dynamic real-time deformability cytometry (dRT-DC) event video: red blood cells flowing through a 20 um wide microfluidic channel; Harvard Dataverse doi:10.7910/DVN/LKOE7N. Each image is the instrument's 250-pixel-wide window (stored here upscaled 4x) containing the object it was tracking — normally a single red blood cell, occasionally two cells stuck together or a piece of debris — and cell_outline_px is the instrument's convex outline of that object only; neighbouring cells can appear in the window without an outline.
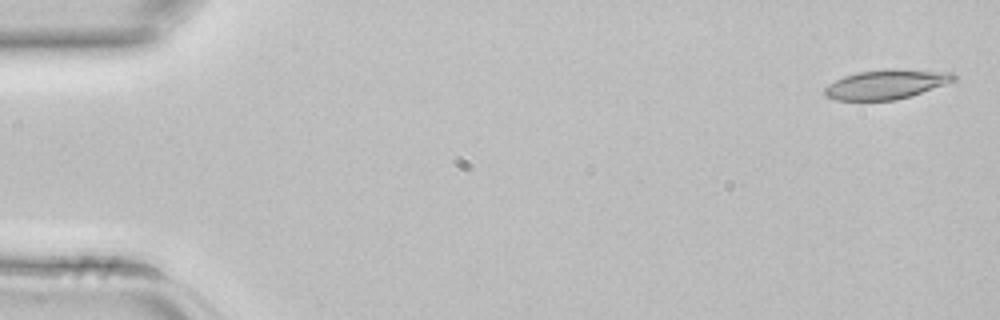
{"species": "common noctule bat (a hibernating species)", "species_latin": "Nyctalus noctula", "temperature_condition": "room temperature", "stored_images_in_passage": 4, "camera_frame_rate_fps": 3000, "um_per_image_px": 0.085, "animal": {"sex": "female", "body_mass_g": 22.7, "forearm_length_mm": 54.2}, "frame": {"image": 1, "passage_image": 1, "time_ms": 0.0, "image_size_px": [1000, 320], "cell_outline_px": [[956, 80], [896, 100], [836, 100], [824, 96], [824, 88], [828, 84], [844, 76], [856, 72], [888, 68], [892, 68], [952, 72], [956, 76]], "centroid_in_image_um": [75.29, 7.15], "position_along_channel_um": 9.7, "area_um2": 22.08}}